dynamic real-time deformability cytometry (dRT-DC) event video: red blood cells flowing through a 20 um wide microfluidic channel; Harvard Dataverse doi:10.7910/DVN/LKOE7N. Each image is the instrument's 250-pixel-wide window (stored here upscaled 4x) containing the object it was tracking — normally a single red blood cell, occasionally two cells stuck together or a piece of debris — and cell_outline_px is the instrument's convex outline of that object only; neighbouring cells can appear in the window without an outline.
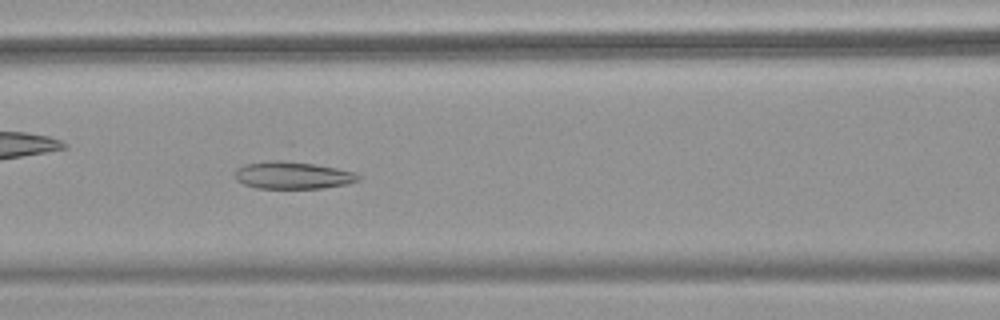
{"species": "common noctule bat (a hibernating species)", "species_latin": "Nyctalus noctula", "temperature_condition": "warm", "stored_images_in_passage": 53, "camera_frame_rate_fps": 3000, "um_per_image_px": 0.085, "animal": {"sex": "female", "body_mass_g": 18.4}, "frame": {"image": 1, "passage_image": 23, "time_ms": 7.333, "image_size_px": [1000, 320], "cell_outline_px": [[360, 180], [348, 184], [324, 188], [256, 188], [244, 184], [236, 180], [236, 168], [244, 164], [264, 160], [292, 160], [336, 168], [356, 172], [360, 176]], "centroid_in_image_um": [24.88, 14.88], "position_along_channel_um": 141.7, "area_um2": 19.94}, "authors_computed_cell_mechanics": {"area_um2": 24.5072, "velocity_mm_per_s": 3.7877, "shape_relaxation_time_tau1_ms": null, "shape_relaxation_time_tau2_ms": 3.4322, "deformation_change_tau1": null, "deformation_change_tau2": 0.1062}}